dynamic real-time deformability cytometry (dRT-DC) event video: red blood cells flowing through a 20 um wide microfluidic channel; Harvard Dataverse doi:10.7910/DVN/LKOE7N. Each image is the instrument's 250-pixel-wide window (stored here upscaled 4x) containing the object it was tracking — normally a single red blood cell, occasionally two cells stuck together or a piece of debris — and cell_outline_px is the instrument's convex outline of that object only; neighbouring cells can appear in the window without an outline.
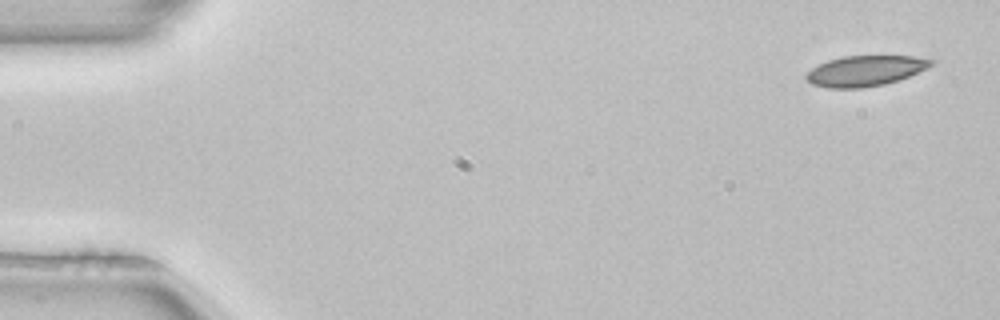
{"species": "common noctule bat (a hibernating species)", "species_latin": "Nyctalus noctula", "temperature_condition": "room temperature", "stored_images_in_passage": 4, "camera_frame_rate_fps": 3000, "um_per_image_px": 0.085, "animal": {"sex": "female", "body_mass_g": 22.7, "forearm_length_mm": 54.2}, "frame": {"image": 1, "passage_image": 1, "time_ms": 0.0, "image_size_px": [1000, 320], "cell_outline_px": [[936, 60], [932, 64], [900, 80], [884, 84], [860, 88], [828, 88], [812, 84], [804, 76], [812, 68], [828, 60], [844, 56], [916, 56]], "centroid_in_image_um": [73.53, 6.02], "position_along_channel_um": 11.5, "area_um2": 21.96}}
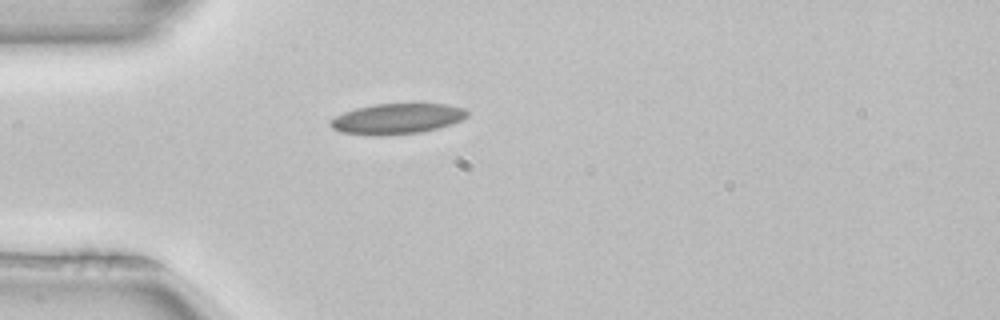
{"frame": {"image": 2, "passage_image": 4, "time_ms": 1.0, "image_size_px": [1000, 320], "cell_outline_px": [[468, 116], [460, 120], [436, 128], [420, 132], [372, 136], [340, 132], [332, 128], [328, 124], [328, 120], [344, 112], [356, 108], [372, 104], [448, 104], [464, 108], [468, 112]], "centroid_in_image_um": [33.68, 10.09], "position_along_channel_um": 51.3, "area_um2": 24.22}}